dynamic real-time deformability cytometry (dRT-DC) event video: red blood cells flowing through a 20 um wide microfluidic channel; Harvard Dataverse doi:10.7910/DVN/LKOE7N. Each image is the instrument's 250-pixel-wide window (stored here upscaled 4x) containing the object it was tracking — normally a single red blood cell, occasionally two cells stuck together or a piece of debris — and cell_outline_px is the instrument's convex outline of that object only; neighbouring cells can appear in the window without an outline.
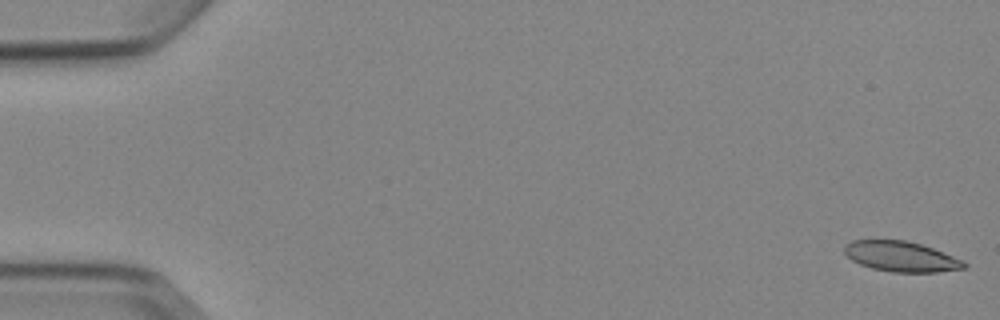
{"species": "Egyptian fruit bat (a non-hibernating species)", "species_latin": "Rousettus aegyptiacus", "temperature_condition": "cold", "stored_images_in_passage": 6, "camera_frame_rate_fps": 3000, "um_per_image_px": 0.085, "animal": {"sex": "female"}, "frame": {"image": 1, "passage_image": 1, "time_ms": 0.0, "image_size_px": [1000, 320], "cell_outline_px": [[968, 264], [964, 268], [936, 272], [892, 272], [872, 268], [860, 264], [852, 260], [844, 252], [844, 244], [852, 240], [904, 240], [920, 244], [932, 248], [964, 260]], "centroid_in_image_um": [76.58, 21.8], "position_along_channel_um": 8.4, "area_um2": 21.04}}
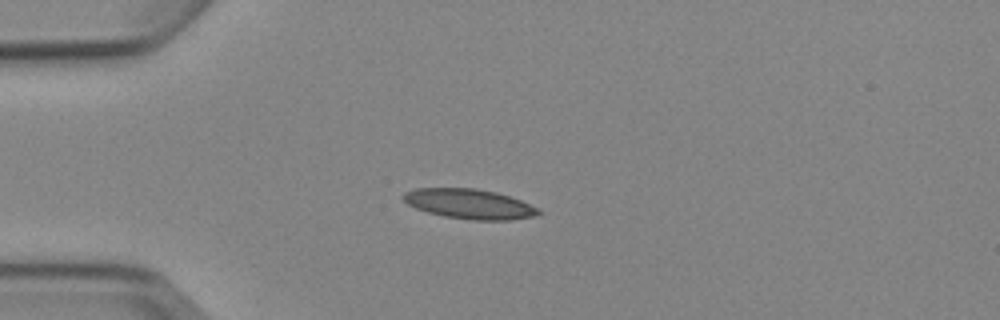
{"frame": {"image": 2, "passage_image": 4, "time_ms": 4.333, "image_size_px": [1000, 320], "cell_outline_px": [[544, 212], [536, 216], [512, 220], [472, 220], [444, 216], [428, 212], [416, 208], [408, 204], [400, 196], [404, 192], [416, 188], [476, 188], [496, 192], [520, 200], [540, 208]], "centroid_in_image_um": [39.93, 17.33], "position_along_channel_um": 45.1, "area_um2": 23.7}}
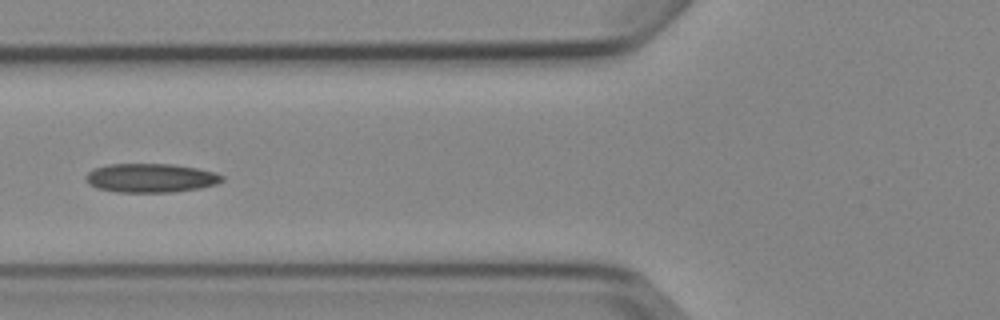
{"frame": {"image": 3, "passage_image": 6, "time_ms": 6.667, "image_size_px": [1000, 320], "cell_outline_px": [[224, 180], [216, 184], [200, 188], [172, 192], [116, 192], [96, 188], [88, 184], [84, 180], [84, 176], [88, 172], [96, 168], [108, 164], [172, 164], [196, 168], [216, 172], [224, 176]], "centroid_in_image_um": [12.79, 15.13], "position_along_channel_um": 113.0, "area_um2": 23.12}}